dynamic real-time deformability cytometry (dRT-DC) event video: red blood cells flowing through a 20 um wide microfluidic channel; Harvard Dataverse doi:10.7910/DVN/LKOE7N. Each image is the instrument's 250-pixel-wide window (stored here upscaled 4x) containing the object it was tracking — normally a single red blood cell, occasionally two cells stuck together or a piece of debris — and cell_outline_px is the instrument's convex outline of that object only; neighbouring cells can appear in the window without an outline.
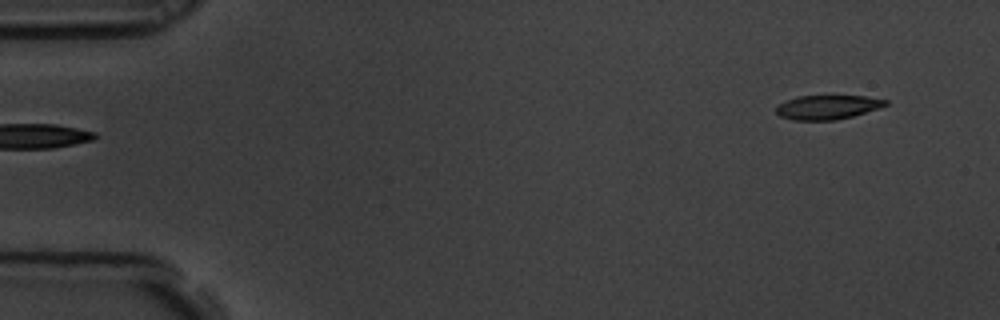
{"species": "common noctule bat (a hibernating species)", "species_latin": "Nyctalus noctula", "temperature_condition": "room temperature", "stored_images_in_passage": 6, "segment_of_instrument_passage": [2, 2], "camera_frame_rate_fps": 3000, "um_per_image_px": 0.085, "animal": {"sex": "male", "body_mass_g": 19.5, "forearm_length_mm": 54.6}, "frame": {"image": 1, "passage_image": 6, "time_ms": 1.667, "image_size_px": [1000, 320], "cell_outline_px": [[888, 104], [880, 108], [852, 116], [836, 120], [792, 120], [780, 116], [776, 112], [776, 108], [780, 104], [796, 96], [864, 96], [888, 100]], "centroid_in_image_um": [70.35, 9.11], "position_along_channel_um": 14.6, "area_um2": 15.32}}